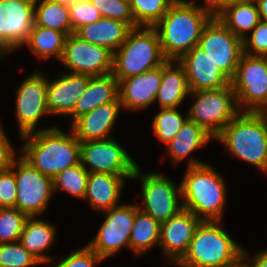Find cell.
<instances>
[{"mask_svg": "<svg viewBox=\"0 0 267 267\" xmlns=\"http://www.w3.org/2000/svg\"><path fill=\"white\" fill-rule=\"evenodd\" d=\"M72 34L80 27L98 21L101 18L99 11L90 0H77L69 6Z\"/></svg>", "mask_w": 267, "mask_h": 267, "instance_id": "obj_38", "label": "cell"}, {"mask_svg": "<svg viewBox=\"0 0 267 267\" xmlns=\"http://www.w3.org/2000/svg\"><path fill=\"white\" fill-rule=\"evenodd\" d=\"M0 14V18H1ZM13 52L1 39H0V60L1 58L3 59L4 57L6 58L9 53Z\"/></svg>", "mask_w": 267, "mask_h": 267, "instance_id": "obj_47", "label": "cell"}, {"mask_svg": "<svg viewBox=\"0 0 267 267\" xmlns=\"http://www.w3.org/2000/svg\"><path fill=\"white\" fill-rule=\"evenodd\" d=\"M67 35L64 32L33 25L28 41V46L36 58L47 62L49 58L60 61Z\"/></svg>", "mask_w": 267, "mask_h": 267, "instance_id": "obj_29", "label": "cell"}, {"mask_svg": "<svg viewBox=\"0 0 267 267\" xmlns=\"http://www.w3.org/2000/svg\"><path fill=\"white\" fill-rule=\"evenodd\" d=\"M11 169L17 184L16 208L28 217L43 215L53 197V179L43 175L22 156L16 158Z\"/></svg>", "mask_w": 267, "mask_h": 267, "instance_id": "obj_10", "label": "cell"}, {"mask_svg": "<svg viewBox=\"0 0 267 267\" xmlns=\"http://www.w3.org/2000/svg\"><path fill=\"white\" fill-rule=\"evenodd\" d=\"M234 35L244 39L261 21L254 0L229 4L217 17Z\"/></svg>", "mask_w": 267, "mask_h": 267, "instance_id": "obj_28", "label": "cell"}, {"mask_svg": "<svg viewBox=\"0 0 267 267\" xmlns=\"http://www.w3.org/2000/svg\"><path fill=\"white\" fill-rule=\"evenodd\" d=\"M35 0H0V39L14 52L28 41Z\"/></svg>", "mask_w": 267, "mask_h": 267, "instance_id": "obj_16", "label": "cell"}, {"mask_svg": "<svg viewBox=\"0 0 267 267\" xmlns=\"http://www.w3.org/2000/svg\"><path fill=\"white\" fill-rule=\"evenodd\" d=\"M258 11L260 20L267 23V0H254Z\"/></svg>", "mask_w": 267, "mask_h": 267, "instance_id": "obj_46", "label": "cell"}, {"mask_svg": "<svg viewBox=\"0 0 267 267\" xmlns=\"http://www.w3.org/2000/svg\"><path fill=\"white\" fill-rule=\"evenodd\" d=\"M140 180L143 205L138 208L162 223L176 216L183 210L181 185L175 184L159 172L143 173L139 165L135 169L132 180Z\"/></svg>", "mask_w": 267, "mask_h": 267, "instance_id": "obj_8", "label": "cell"}, {"mask_svg": "<svg viewBox=\"0 0 267 267\" xmlns=\"http://www.w3.org/2000/svg\"><path fill=\"white\" fill-rule=\"evenodd\" d=\"M118 97V80L112 73L91 76L84 94L81 95L70 115V124L72 125L79 117L91 112L98 106L115 101Z\"/></svg>", "mask_w": 267, "mask_h": 267, "instance_id": "obj_24", "label": "cell"}, {"mask_svg": "<svg viewBox=\"0 0 267 267\" xmlns=\"http://www.w3.org/2000/svg\"><path fill=\"white\" fill-rule=\"evenodd\" d=\"M202 220L192 212L181 210L161 223L159 247L168 263L176 265L187 253L195 230Z\"/></svg>", "mask_w": 267, "mask_h": 267, "instance_id": "obj_17", "label": "cell"}, {"mask_svg": "<svg viewBox=\"0 0 267 267\" xmlns=\"http://www.w3.org/2000/svg\"><path fill=\"white\" fill-rule=\"evenodd\" d=\"M231 85L240 112H259L267 104V57L243 53Z\"/></svg>", "mask_w": 267, "mask_h": 267, "instance_id": "obj_9", "label": "cell"}, {"mask_svg": "<svg viewBox=\"0 0 267 267\" xmlns=\"http://www.w3.org/2000/svg\"><path fill=\"white\" fill-rule=\"evenodd\" d=\"M56 227L38 216L28 217L25 221L19 242L41 263L48 266L54 260L45 252L56 242Z\"/></svg>", "mask_w": 267, "mask_h": 267, "instance_id": "obj_26", "label": "cell"}, {"mask_svg": "<svg viewBox=\"0 0 267 267\" xmlns=\"http://www.w3.org/2000/svg\"><path fill=\"white\" fill-rule=\"evenodd\" d=\"M2 125L0 122V173L11 169L14 160L17 158L15 148Z\"/></svg>", "mask_w": 267, "mask_h": 267, "instance_id": "obj_42", "label": "cell"}, {"mask_svg": "<svg viewBox=\"0 0 267 267\" xmlns=\"http://www.w3.org/2000/svg\"><path fill=\"white\" fill-rule=\"evenodd\" d=\"M167 61L154 27L132 28L113 53L112 74L119 81L143 74Z\"/></svg>", "mask_w": 267, "mask_h": 267, "instance_id": "obj_5", "label": "cell"}, {"mask_svg": "<svg viewBox=\"0 0 267 267\" xmlns=\"http://www.w3.org/2000/svg\"><path fill=\"white\" fill-rule=\"evenodd\" d=\"M58 126L20 137L21 156L43 175L52 179L65 169L81 163L80 142L71 128Z\"/></svg>", "mask_w": 267, "mask_h": 267, "instance_id": "obj_1", "label": "cell"}, {"mask_svg": "<svg viewBox=\"0 0 267 267\" xmlns=\"http://www.w3.org/2000/svg\"><path fill=\"white\" fill-rule=\"evenodd\" d=\"M105 215L97 235L87 245L106 259L120 248L130 250V234L136 214V204H120L101 212Z\"/></svg>", "mask_w": 267, "mask_h": 267, "instance_id": "obj_14", "label": "cell"}, {"mask_svg": "<svg viewBox=\"0 0 267 267\" xmlns=\"http://www.w3.org/2000/svg\"><path fill=\"white\" fill-rule=\"evenodd\" d=\"M183 209L201 220L222 221L225 211L227 184L223 175L204 163L186 167L181 183Z\"/></svg>", "mask_w": 267, "mask_h": 267, "instance_id": "obj_3", "label": "cell"}, {"mask_svg": "<svg viewBox=\"0 0 267 267\" xmlns=\"http://www.w3.org/2000/svg\"><path fill=\"white\" fill-rule=\"evenodd\" d=\"M243 39V53L267 57V23L259 24Z\"/></svg>", "mask_w": 267, "mask_h": 267, "instance_id": "obj_40", "label": "cell"}, {"mask_svg": "<svg viewBox=\"0 0 267 267\" xmlns=\"http://www.w3.org/2000/svg\"><path fill=\"white\" fill-rule=\"evenodd\" d=\"M259 112L267 115V104Z\"/></svg>", "mask_w": 267, "mask_h": 267, "instance_id": "obj_50", "label": "cell"}, {"mask_svg": "<svg viewBox=\"0 0 267 267\" xmlns=\"http://www.w3.org/2000/svg\"><path fill=\"white\" fill-rule=\"evenodd\" d=\"M243 252L245 253L247 257L249 267H267V250L266 249L254 254V257H251L250 253L247 250L243 249ZM249 260H251V263Z\"/></svg>", "mask_w": 267, "mask_h": 267, "instance_id": "obj_44", "label": "cell"}, {"mask_svg": "<svg viewBox=\"0 0 267 267\" xmlns=\"http://www.w3.org/2000/svg\"><path fill=\"white\" fill-rule=\"evenodd\" d=\"M36 265L42 264L19 241L0 244V267H33Z\"/></svg>", "mask_w": 267, "mask_h": 267, "instance_id": "obj_36", "label": "cell"}, {"mask_svg": "<svg viewBox=\"0 0 267 267\" xmlns=\"http://www.w3.org/2000/svg\"><path fill=\"white\" fill-rule=\"evenodd\" d=\"M211 19L189 0H176L154 26L166 59L178 61L198 45L203 29Z\"/></svg>", "mask_w": 267, "mask_h": 267, "instance_id": "obj_2", "label": "cell"}, {"mask_svg": "<svg viewBox=\"0 0 267 267\" xmlns=\"http://www.w3.org/2000/svg\"><path fill=\"white\" fill-rule=\"evenodd\" d=\"M196 0L189 1L193 5H196L201 11L206 12L212 18H217L227 7V0H205L204 5H198ZM195 3V4H194Z\"/></svg>", "mask_w": 267, "mask_h": 267, "instance_id": "obj_43", "label": "cell"}, {"mask_svg": "<svg viewBox=\"0 0 267 267\" xmlns=\"http://www.w3.org/2000/svg\"><path fill=\"white\" fill-rule=\"evenodd\" d=\"M211 139L215 138L202 126L188 119L175 137L166 145V153L172 159L171 162L175 167L186 159L188 161L187 167L198 166L206 162L192 157L191 153L193 154L200 147L206 146Z\"/></svg>", "mask_w": 267, "mask_h": 267, "instance_id": "obj_22", "label": "cell"}, {"mask_svg": "<svg viewBox=\"0 0 267 267\" xmlns=\"http://www.w3.org/2000/svg\"><path fill=\"white\" fill-rule=\"evenodd\" d=\"M101 17L121 20L131 28H137L130 0H90Z\"/></svg>", "mask_w": 267, "mask_h": 267, "instance_id": "obj_37", "label": "cell"}, {"mask_svg": "<svg viewBox=\"0 0 267 267\" xmlns=\"http://www.w3.org/2000/svg\"><path fill=\"white\" fill-rule=\"evenodd\" d=\"M27 218L16 207L0 208V244L19 241Z\"/></svg>", "mask_w": 267, "mask_h": 267, "instance_id": "obj_35", "label": "cell"}, {"mask_svg": "<svg viewBox=\"0 0 267 267\" xmlns=\"http://www.w3.org/2000/svg\"><path fill=\"white\" fill-rule=\"evenodd\" d=\"M60 76V77H59ZM89 75L66 73L53 81L47 77V106L50 115L70 116L88 85Z\"/></svg>", "mask_w": 267, "mask_h": 267, "instance_id": "obj_20", "label": "cell"}, {"mask_svg": "<svg viewBox=\"0 0 267 267\" xmlns=\"http://www.w3.org/2000/svg\"><path fill=\"white\" fill-rule=\"evenodd\" d=\"M194 98L187 111L190 121L214 138L240 113L232 85L216 90L190 91Z\"/></svg>", "mask_w": 267, "mask_h": 267, "instance_id": "obj_7", "label": "cell"}, {"mask_svg": "<svg viewBox=\"0 0 267 267\" xmlns=\"http://www.w3.org/2000/svg\"><path fill=\"white\" fill-rule=\"evenodd\" d=\"M162 81V65L118 81L122 110H142L155 103Z\"/></svg>", "mask_w": 267, "mask_h": 267, "instance_id": "obj_19", "label": "cell"}, {"mask_svg": "<svg viewBox=\"0 0 267 267\" xmlns=\"http://www.w3.org/2000/svg\"><path fill=\"white\" fill-rule=\"evenodd\" d=\"M189 93L183 66L176 60H167L162 64V81L155 103L160 109L177 108Z\"/></svg>", "mask_w": 267, "mask_h": 267, "instance_id": "obj_27", "label": "cell"}, {"mask_svg": "<svg viewBox=\"0 0 267 267\" xmlns=\"http://www.w3.org/2000/svg\"><path fill=\"white\" fill-rule=\"evenodd\" d=\"M113 138L80 143L81 164L88 173H107L130 180L138 164Z\"/></svg>", "mask_w": 267, "mask_h": 267, "instance_id": "obj_12", "label": "cell"}, {"mask_svg": "<svg viewBox=\"0 0 267 267\" xmlns=\"http://www.w3.org/2000/svg\"><path fill=\"white\" fill-rule=\"evenodd\" d=\"M187 120V114L182 115L178 108L160 109L153 118V132L168 145Z\"/></svg>", "mask_w": 267, "mask_h": 267, "instance_id": "obj_34", "label": "cell"}, {"mask_svg": "<svg viewBox=\"0 0 267 267\" xmlns=\"http://www.w3.org/2000/svg\"><path fill=\"white\" fill-rule=\"evenodd\" d=\"M178 62L185 70L190 91L216 90L231 85V80L198 45Z\"/></svg>", "mask_w": 267, "mask_h": 267, "instance_id": "obj_18", "label": "cell"}, {"mask_svg": "<svg viewBox=\"0 0 267 267\" xmlns=\"http://www.w3.org/2000/svg\"><path fill=\"white\" fill-rule=\"evenodd\" d=\"M50 1L57 2V3L61 4V5H65V6L69 7V6L72 5V3L74 1H77V0H50Z\"/></svg>", "mask_w": 267, "mask_h": 267, "instance_id": "obj_48", "label": "cell"}, {"mask_svg": "<svg viewBox=\"0 0 267 267\" xmlns=\"http://www.w3.org/2000/svg\"><path fill=\"white\" fill-rule=\"evenodd\" d=\"M131 29L121 20L101 17L98 21L80 27L74 34L83 41L105 47L114 53Z\"/></svg>", "mask_w": 267, "mask_h": 267, "instance_id": "obj_25", "label": "cell"}, {"mask_svg": "<svg viewBox=\"0 0 267 267\" xmlns=\"http://www.w3.org/2000/svg\"><path fill=\"white\" fill-rule=\"evenodd\" d=\"M126 179L107 173H89L84 200L97 212L110 210L120 205Z\"/></svg>", "mask_w": 267, "mask_h": 267, "instance_id": "obj_23", "label": "cell"}, {"mask_svg": "<svg viewBox=\"0 0 267 267\" xmlns=\"http://www.w3.org/2000/svg\"><path fill=\"white\" fill-rule=\"evenodd\" d=\"M160 230L161 223L141 211L136 204V214L129 240L132 253L140 257L152 247L159 246Z\"/></svg>", "mask_w": 267, "mask_h": 267, "instance_id": "obj_30", "label": "cell"}, {"mask_svg": "<svg viewBox=\"0 0 267 267\" xmlns=\"http://www.w3.org/2000/svg\"><path fill=\"white\" fill-rule=\"evenodd\" d=\"M34 24L64 32L67 36L72 34L69 7L50 0H35Z\"/></svg>", "mask_w": 267, "mask_h": 267, "instance_id": "obj_31", "label": "cell"}, {"mask_svg": "<svg viewBox=\"0 0 267 267\" xmlns=\"http://www.w3.org/2000/svg\"><path fill=\"white\" fill-rule=\"evenodd\" d=\"M104 260L85 244L78 250L76 249V251L72 250L67 257L60 259V262L53 264L51 267H95L96 264H100Z\"/></svg>", "mask_w": 267, "mask_h": 267, "instance_id": "obj_39", "label": "cell"}, {"mask_svg": "<svg viewBox=\"0 0 267 267\" xmlns=\"http://www.w3.org/2000/svg\"><path fill=\"white\" fill-rule=\"evenodd\" d=\"M122 109L119 97L102 104L91 112L79 117L69 127L73 130L80 143L106 140L112 138V131Z\"/></svg>", "mask_w": 267, "mask_h": 267, "instance_id": "obj_21", "label": "cell"}, {"mask_svg": "<svg viewBox=\"0 0 267 267\" xmlns=\"http://www.w3.org/2000/svg\"><path fill=\"white\" fill-rule=\"evenodd\" d=\"M15 118L18 123L19 137L47 128H37L40 120L50 115L47 106V77L36 69L28 75L16 89Z\"/></svg>", "mask_w": 267, "mask_h": 267, "instance_id": "obj_11", "label": "cell"}, {"mask_svg": "<svg viewBox=\"0 0 267 267\" xmlns=\"http://www.w3.org/2000/svg\"><path fill=\"white\" fill-rule=\"evenodd\" d=\"M215 139L225 145L231 156L267 175V115L240 112Z\"/></svg>", "mask_w": 267, "mask_h": 267, "instance_id": "obj_4", "label": "cell"}, {"mask_svg": "<svg viewBox=\"0 0 267 267\" xmlns=\"http://www.w3.org/2000/svg\"><path fill=\"white\" fill-rule=\"evenodd\" d=\"M17 184L14 172L9 169L0 173V208L16 207Z\"/></svg>", "mask_w": 267, "mask_h": 267, "instance_id": "obj_41", "label": "cell"}, {"mask_svg": "<svg viewBox=\"0 0 267 267\" xmlns=\"http://www.w3.org/2000/svg\"><path fill=\"white\" fill-rule=\"evenodd\" d=\"M89 173L82 164L69 167L53 178L54 192L59 189L84 200Z\"/></svg>", "mask_w": 267, "mask_h": 267, "instance_id": "obj_33", "label": "cell"}, {"mask_svg": "<svg viewBox=\"0 0 267 267\" xmlns=\"http://www.w3.org/2000/svg\"><path fill=\"white\" fill-rule=\"evenodd\" d=\"M248 1H252V0H227V6L233 3H241V2H248Z\"/></svg>", "mask_w": 267, "mask_h": 267, "instance_id": "obj_49", "label": "cell"}, {"mask_svg": "<svg viewBox=\"0 0 267 267\" xmlns=\"http://www.w3.org/2000/svg\"><path fill=\"white\" fill-rule=\"evenodd\" d=\"M176 0H130L138 27H154Z\"/></svg>", "mask_w": 267, "mask_h": 267, "instance_id": "obj_32", "label": "cell"}, {"mask_svg": "<svg viewBox=\"0 0 267 267\" xmlns=\"http://www.w3.org/2000/svg\"><path fill=\"white\" fill-rule=\"evenodd\" d=\"M198 46L232 80L243 55V40L234 35L218 18L204 27Z\"/></svg>", "mask_w": 267, "mask_h": 267, "instance_id": "obj_13", "label": "cell"}, {"mask_svg": "<svg viewBox=\"0 0 267 267\" xmlns=\"http://www.w3.org/2000/svg\"><path fill=\"white\" fill-rule=\"evenodd\" d=\"M69 73L101 76L112 73L113 53L107 48L81 40L74 33L67 36L60 59Z\"/></svg>", "mask_w": 267, "mask_h": 267, "instance_id": "obj_15", "label": "cell"}, {"mask_svg": "<svg viewBox=\"0 0 267 267\" xmlns=\"http://www.w3.org/2000/svg\"><path fill=\"white\" fill-rule=\"evenodd\" d=\"M221 221L202 220L178 267H216L234 260L243 247L223 230Z\"/></svg>", "mask_w": 267, "mask_h": 267, "instance_id": "obj_6", "label": "cell"}, {"mask_svg": "<svg viewBox=\"0 0 267 267\" xmlns=\"http://www.w3.org/2000/svg\"><path fill=\"white\" fill-rule=\"evenodd\" d=\"M216 267H249L248 260L244 252L229 263L216 266Z\"/></svg>", "mask_w": 267, "mask_h": 267, "instance_id": "obj_45", "label": "cell"}]
</instances>
